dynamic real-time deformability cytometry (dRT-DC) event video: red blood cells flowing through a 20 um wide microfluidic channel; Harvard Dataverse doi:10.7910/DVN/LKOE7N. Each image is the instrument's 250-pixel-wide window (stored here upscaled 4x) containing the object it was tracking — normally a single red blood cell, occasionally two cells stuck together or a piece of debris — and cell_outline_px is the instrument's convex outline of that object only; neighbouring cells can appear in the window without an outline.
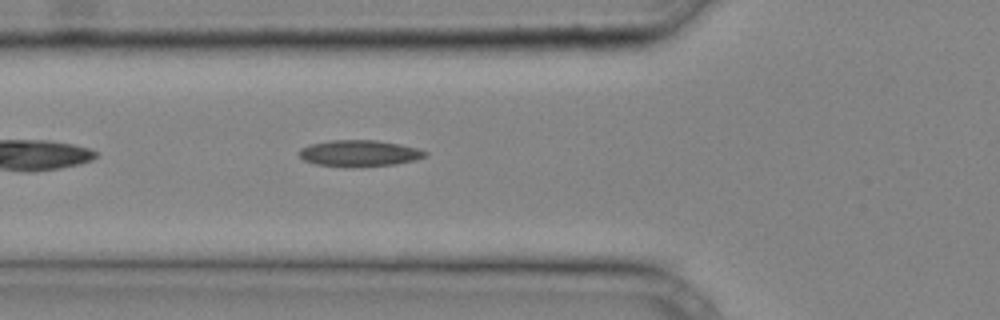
{"species": "common noctule bat (a hibernating species)", "species_latin": "Nyctalus noctula", "temperature_condition": "cold", "stored_images_in_passage": 19, "camera_frame_rate_fps": 3000, "um_per_image_px": 0.085, "animal": {"sex": "male", "body_mass_g": 20.4}, "frame": {"image": 1, "passage_image": 4, "time_ms": 1.0, "image_size_px": [1000, 320], "cell_outline_px": [[428, 156], [416, 160], [396, 164], [316, 164], [304, 160], [296, 152], [300, 148], [312, 144], [332, 140], [376, 140], [400, 144], [420, 148], [428, 152]], "centroid_in_image_um": [30.61, 12.98], "position_along_channel_um": 95.2, "area_um2": 18.55}}
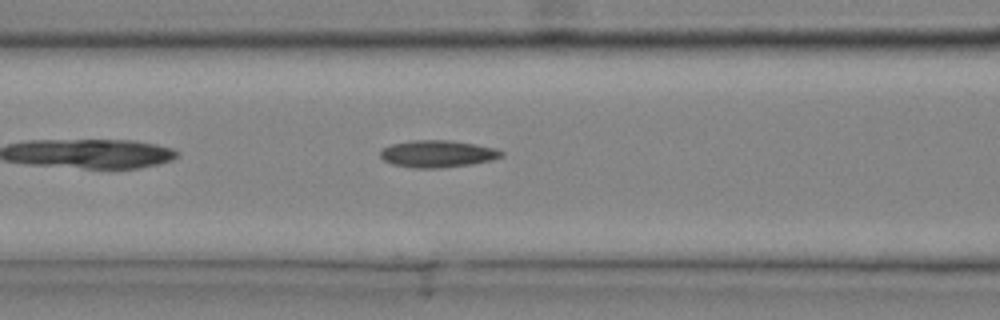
{"frame": {"image": 2, "passage_image": 6, "time_ms": 1.667, "image_size_px": [1000, 320], "cell_outline_px": [[504, 156], [492, 160], [472, 164], [440, 168], [416, 168], [392, 164], [384, 160], [380, 156], [380, 148], [392, 144], [412, 140], [448, 140], [476, 144], [496, 148], [504, 152]], "centroid_in_image_um": [37.2, 13.07], "position_along_channel_um": 129.4, "area_um2": 19.25}}
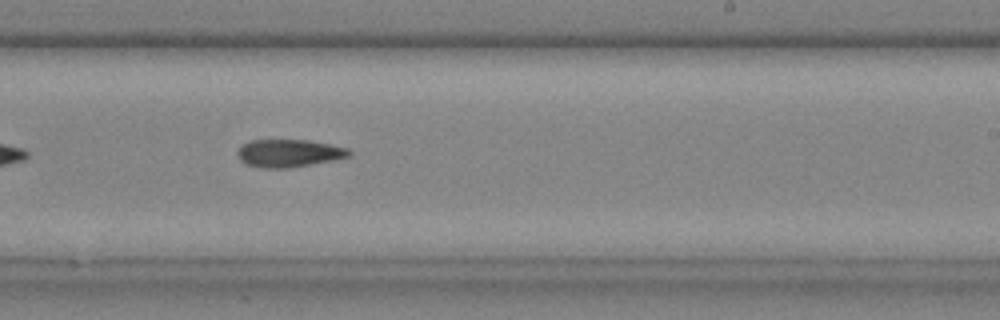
{"frame": {"image": 3, "passage_image": 14, "time_ms": 4.333, "image_size_px": [1000, 320], "cell_outline_px": [[352, 152], [348, 156], [332, 160], [312, 164], [288, 168], [264, 168], [244, 164], [240, 160], [236, 152], [248, 140], [308, 140], [332, 144], [348, 148]], "centroid_in_image_um": [24.54, 13.02], "position_along_channel_um": 264.5, "area_um2": 18.03}}